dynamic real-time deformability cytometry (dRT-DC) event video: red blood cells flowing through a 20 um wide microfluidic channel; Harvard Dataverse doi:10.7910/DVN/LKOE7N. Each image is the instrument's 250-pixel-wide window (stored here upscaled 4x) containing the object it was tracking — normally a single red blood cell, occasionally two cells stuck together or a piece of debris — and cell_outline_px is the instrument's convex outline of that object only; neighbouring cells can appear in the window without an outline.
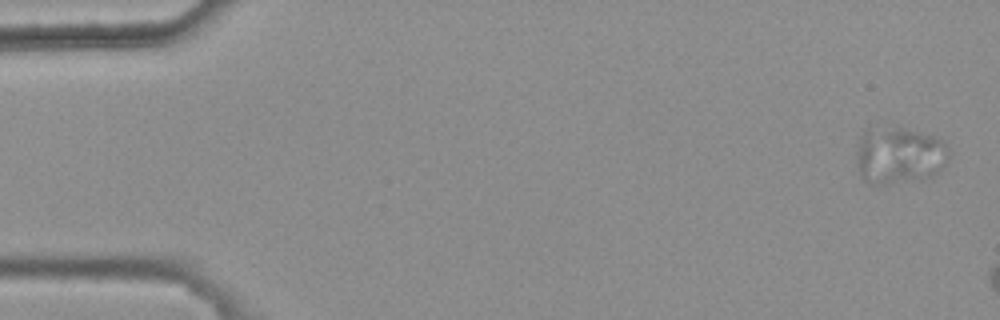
{"species": "common noctule bat (a hibernating species)", "species_latin": "Nyctalus noctula", "temperature_condition": "warm", "stored_images_in_passage": 3, "camera_frame_rate_fps": 3000, "um_per_image_px": 0.085, "animal": {"sex": "female", "body_mass_g": 25.1}, "frame": {"image": 1, "passage_image": 1, "time_ms": 0.0, "image_size_px": [1000, 320], "cell_outline_px": [[952, 152], [948, 160], [936, 176], [924, 180], [888, 184], [872, 184], [864, 180], [860, 176], [856, 156], [856, 144], [864, 128], [868, 124], [900, 128], [920, 132], [936, 136], [944, 140]], "centroid_in_image_um": [76.43, 13.18], "position_along_channel_um": 8.6, "area_um2": 32.25}}